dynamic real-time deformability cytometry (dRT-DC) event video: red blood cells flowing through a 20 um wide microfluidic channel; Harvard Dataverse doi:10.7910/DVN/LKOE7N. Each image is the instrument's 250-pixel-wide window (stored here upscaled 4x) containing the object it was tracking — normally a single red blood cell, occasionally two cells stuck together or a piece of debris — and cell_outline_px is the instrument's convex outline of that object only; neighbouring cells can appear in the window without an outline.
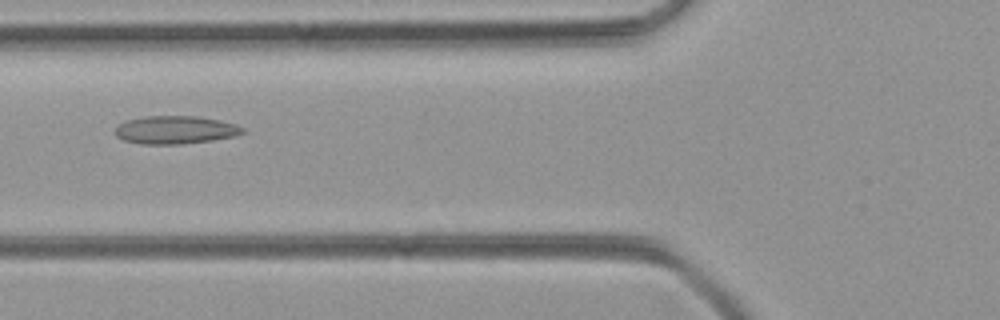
{"species": "common noctule bat (a hibernating species)", "species_latin": "Nyctalus noctula", "temperature_condition": "room temperature", "stored_images_in_passage": 51, "camera_frame_rate_fps": 3000, "um_per_image_px": 0.085, "animal": {"sex": "female", "body_mass_g": 21.9}, "frame": {"image": 1, "passage_image": 20, "time_ms": 6.333, "image_size_px": [1000, 320], "cell_outline_px": [[244, 132], [236, 136], [212, 140], [180, 144], [140, 144], [124, 140], [116, 136], [116, 128], [120, 124], [128, 120], [144, 116], [200, 116], [220, 120], [236, 124], [244, 128]], "centroid_in_image_um": [14.94, 11.04], "position_along_channel_um": 110.9, "area_um2": 20.81}}
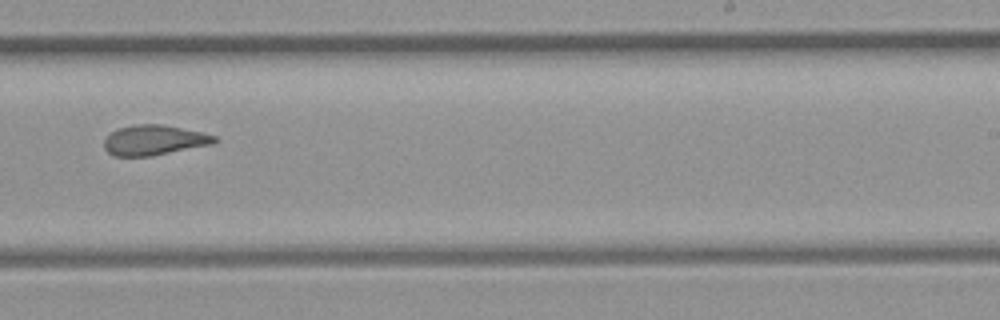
{"frame": {"image": 2, "passage_image": 32, "time_ms": 10.333, "image_size_px": [1000, 320], "cell_outline_px": [[220, 140], [212, 144], [148, 156], [112, 156], [104, 148], [104, 140], [112, 132], [120, 128], [136, 124], [164, 124], [200, 132], [216, 136]], "centroid_in_image_um": [13.1, 11.91], "position_along_channel_um": 275.9, "area_um2": 19.13}}
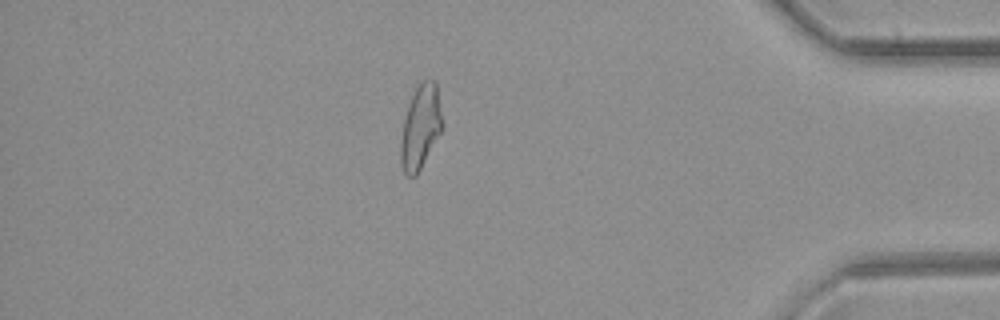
{"frame": {"image": 3, "passage_image": 44, "time_ms": 14.333, "image_size_px": [1000, 320], "cell_outline_px": [[444, 124], [440, 132], [416, 176], [408, 176], [404, 172], [400, 164], [400, 144], [404, 116], [408, 104], [416, 88], [424, 80], [436, 80]], "centroid_in_image_um": [35.74, 10.78], "position_along_channel_um": 399.5, "area_um2": 20.29}}